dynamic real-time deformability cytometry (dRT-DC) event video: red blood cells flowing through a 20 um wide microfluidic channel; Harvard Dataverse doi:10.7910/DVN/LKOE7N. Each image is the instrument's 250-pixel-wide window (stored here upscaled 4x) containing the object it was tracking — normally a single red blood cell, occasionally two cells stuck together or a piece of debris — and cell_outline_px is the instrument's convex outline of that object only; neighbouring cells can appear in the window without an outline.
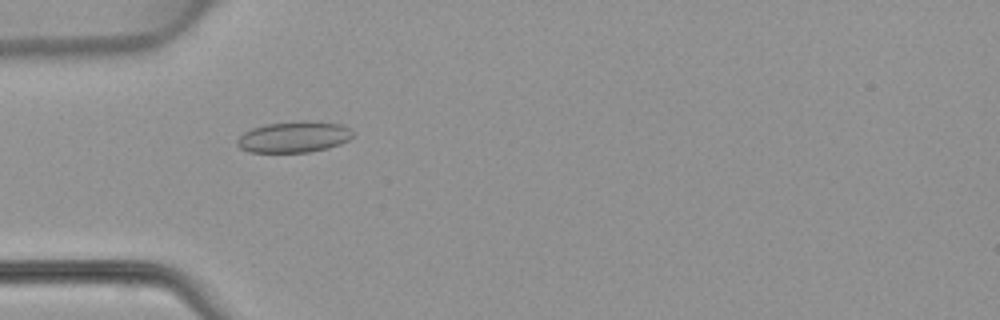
{"species": "common noctule bat (a hibernating species)", "species_latin": "Nyctalus noctula", "temperature_condition": "warm", "stored_images_in_passage": 48, "camera_frame_rate_fps": 3000, "um_per_image_px": 0.085, "animal": {"sex": "female", "body_mass_g": 22.7, "forearm_length_mm": 54.2}, "frame": {"image": 1, "passage_image": 15, "time_ms": 4.667, "image_size_px": [1000, 320], "cell_outline_px": [[356, 132], [348, 140], [340, 144], [328, 148], [308, 152], [248, 152], [240, 148], [236, 144], [236, 140], [244, 132], [252, 128], [264, 124], [300, 120], [304, 120], [340, 124]], "centroid_in_image_um": [24.97, 11.63], "position_along_channel_um": 60.0, "area_um2": 21.15}}
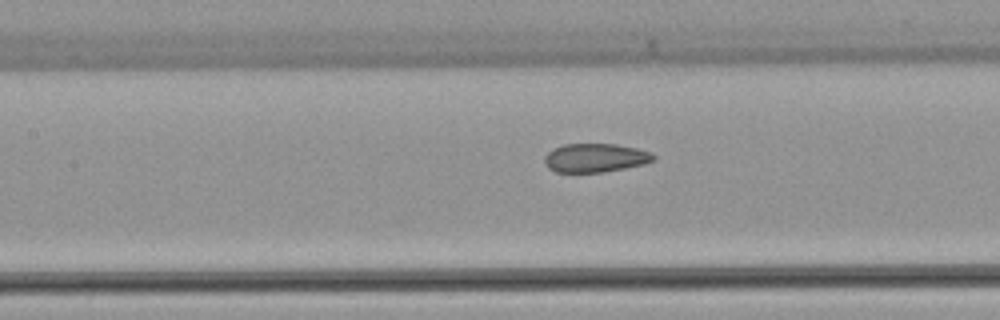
{"frame": {"image": 2, "passage_image": 22, "time_ms": 7.0, "image_size_px": [1000, 320], "cell_outline_px": [[656, 160], [644, 164], [604, 172], [556, 172], [548, 168], [544, 164], [544, 156], [548, 152], [564, 144], [616, 144], [636, 148], [652, 152], [656, 156]], "centroid_in_image_um": [50.62, 13.42], "position_along_channel_um": 156.8, "area_um2": 18.32}}
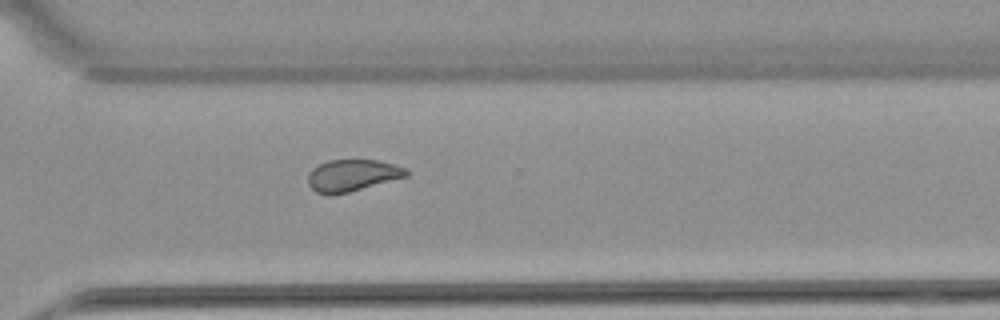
{"frame": {"image": 3, "passage_image": 35, "time_ms": 11.333, "image_size_px": [1000, 320], "cell_outline_px": [[408, 176], [348, 192], [332, 196], [316, 192], [308, 184], [308, 176], [312, 168], [328, 160], [376, 160], [408, 168]], "centroid_in_image_um": [29.93, 14.91], "position_along_channel_um": 340.7, "area_um2": 18.15}}